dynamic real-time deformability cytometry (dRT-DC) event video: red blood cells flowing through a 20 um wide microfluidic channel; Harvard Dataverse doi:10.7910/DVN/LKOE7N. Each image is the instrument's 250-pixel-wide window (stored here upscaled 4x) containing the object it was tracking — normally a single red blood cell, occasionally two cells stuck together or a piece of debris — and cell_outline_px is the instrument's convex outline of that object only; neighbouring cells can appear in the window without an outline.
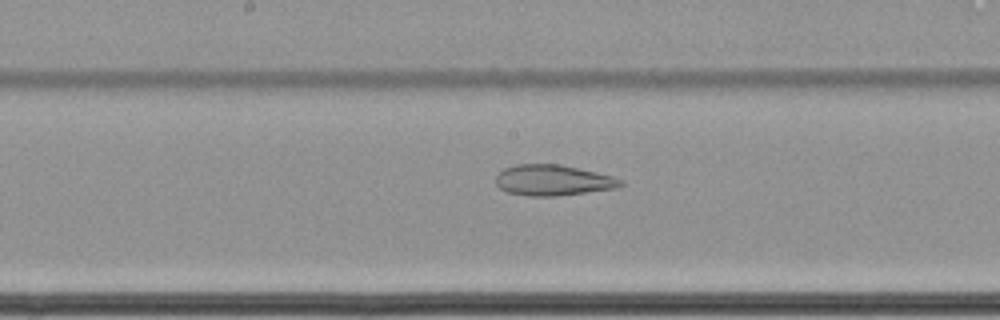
{"species": "common noctule bat (a hibernating species)", "species_latin": "Nyctalus noctula", "temperature_condition": "cold", "stored_images_in_passage": 47, "camera_frame_rate_fps": 3000, "um_per_image_px": 0.085, "animal": {"sex": "female", "body_mass_g": 22.7, "forearm_length_mm": 54.2}, "frame": {"image": 1, "passage_image": 20, "time_ms": 6.333, "image_size_px": [1000, 320], "cell_outline_px": [[624, 184], [620, 188], [556, 196], [528, 196], [504, 192], [496, 184], [496, 176], [504, 168], [516, 164], [560, 164], [596, 172], [612, 176], [624, 180]], "centroid_in_image_um": [47.02, 15.33], "position_along_channel_um": 201.2, "area_um2": 22.6}}
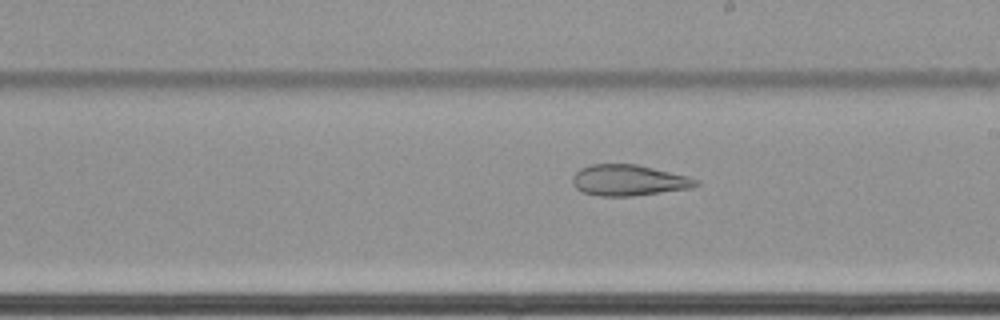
{"frame": {"image": 2, "passage_image": 23, "time_ms": 7.333, "image_size_px": [1000, 320], "cell_outline_px": [[700, 184], [692, 188], [632, 196], [600, 196], [584, 192], [576, 188], [572, 184], [572, 176], [580, 168], [592, 164], [636, 164], [688, 176], [700, 180]], "centroid_in_image_um": [53.45, 15.32], "position_along_channel_um": 235.6, "area_um2": 22.31}}
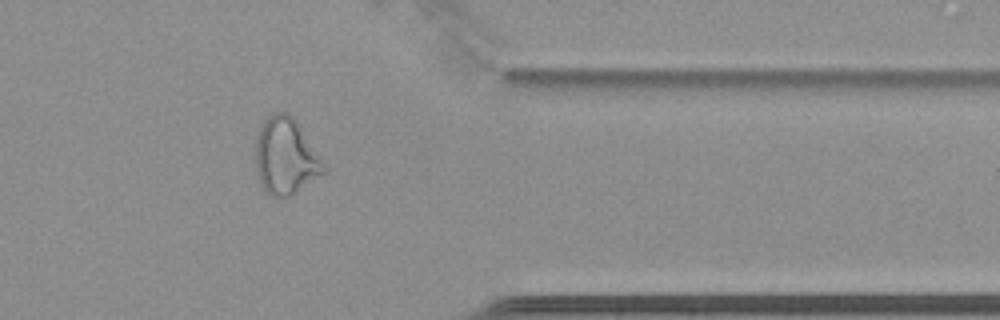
{"frame": {"image": 3, "passage_image": 37, "time_ms": 12.0, "image_size_px": [1000, 320], "cell_outline_px": [[328, 168], [324, 172], [292, 196], [284, 200], [276, 200], [268, 196], [264, 192], [260, 184], [256, 172], [256, 136], [260, 124], [272, 112], [288, 112], [296, 120]], "centroid_in_image_um": [24.25, 13.34], "position_along_channel_um": 387.2, "area_um2": 31.15}, "authors_computed_cell_mechanics": {"area_um2": 27.744, "velocity_mm_per_s": 3.4493, "shape_relaxation_time_tau1_ms": null, "shape_relaxation_time_tau2_ms": 3.2483, "deformation_change_tau1": null, "deformation_change_tau2": 0.1032}}